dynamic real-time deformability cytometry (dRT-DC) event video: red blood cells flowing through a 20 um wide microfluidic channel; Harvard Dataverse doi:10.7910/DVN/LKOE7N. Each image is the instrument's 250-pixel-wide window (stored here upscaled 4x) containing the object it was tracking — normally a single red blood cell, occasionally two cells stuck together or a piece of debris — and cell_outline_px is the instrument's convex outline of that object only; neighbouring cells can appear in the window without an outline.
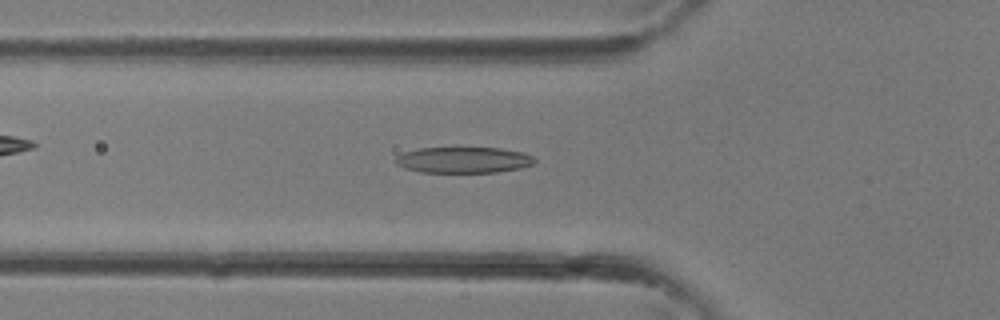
{"species": "common noctule bat (a hibernating species)", "species_latin": "Nyctalus noctula", "temperature_condition": "room temperature", "stored_images_in_passage": 33, "camera_frame_rate_fps": 3000, "um_per_image_px": 0.085, "animal": {"sex": "female"}, "frame": {"image": 1, "passage_image": 11, "time_ms": 3.333, "image_size_px": [1000, 320], "cell_outline_px": [[536, 160], [532, 164], [520, 168], [496, 172], [420, 172], [404, 168], [396, 164], [396, 156], [404, 152], [420, 148], [456, 144], [500, 148], [524, 152], [532, 156]], "centroid_in_image_um": [39.37, 13.53], "position_along_channel_um": 86.4, "area_um2": 22.14}}
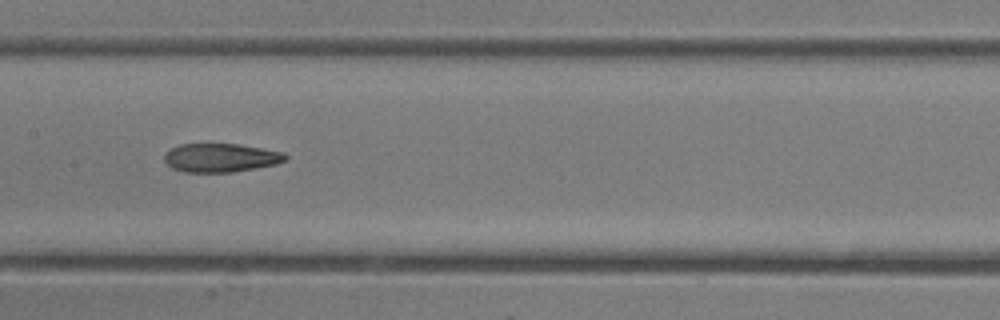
{"frame": {"image": 2, "passage_image": 16, "time_ms": 5.0, "image_size_px": [1000, 320], "cell_outline_px": [[288, 160], [276, 164], [256, 168], [232, 172], [184, 172], [172, 168], [164, 160], [164, 152], [180, 144], [240, 144], [284, 152], [288, 156]], "centroid_in_image_um": [18.78, 13.4], "position_along_channel_um": 188.6, "area_um2": 20.35}}
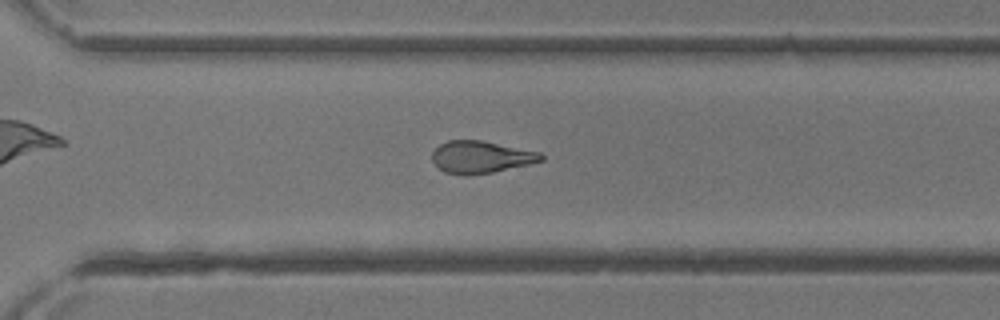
{"frame": {"image": 3, "passage_image": 23, "time_ms": 7.333, "image_size_px": [1000, 320], "cell_outline_px": [[544, 160], [528, 164], [492, 172], [468, 176], [460, 176], [444, 172], [432, 160], [432, 152], [440, 144], [448, 140], [480, 140], [540, 152], [544, 156]], "centroid_in_image_um": [40.85, 13.36], "position_along_channel_um": 329.7, "area_um2": 20.4}}